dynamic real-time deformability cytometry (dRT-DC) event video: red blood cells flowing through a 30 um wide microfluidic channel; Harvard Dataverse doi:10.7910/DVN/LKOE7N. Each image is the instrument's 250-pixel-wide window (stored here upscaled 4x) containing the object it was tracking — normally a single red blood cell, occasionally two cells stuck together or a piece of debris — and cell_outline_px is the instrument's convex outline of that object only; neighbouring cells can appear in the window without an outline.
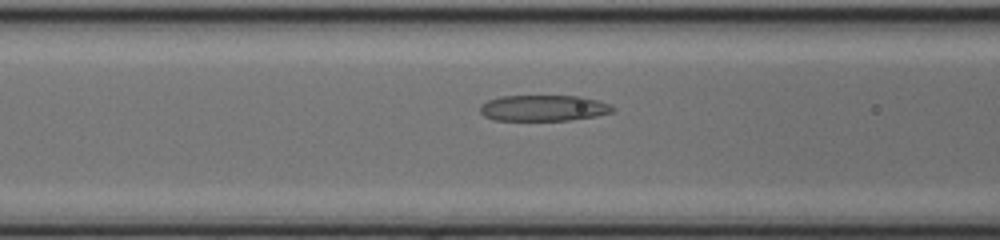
{"species": "common noctule bat (a hibernating species)", "species_latin": "Nyctalus noctula", "temperature_condition": "cold", "stored_images_in_passage": 34, "segment_of_instrument_passage": [1, 2], "camera_frame_rate_fps": 3000, "um_per_image_px": 0.085, "animal": {"sex": "female", "body_mass_g": 17.0, "forearm_length_mm": 48.0}, "frame": {"image": 1, "passage_image": 13, "time_ms": 4.0, "image_size_px": [1000, 240], "cell_outline_px": [[616, 108], [612, 112], [596, 116], [568, 120], [496, 120], [484, 116], [480, 112], [480, 104], [488, 100], [500, 96], [580, 96], [612, 104]], "centroid_in_image_um": [46.21, 9.18], "position_along_channel_um": 120.4, "area_um2": 20.11}}
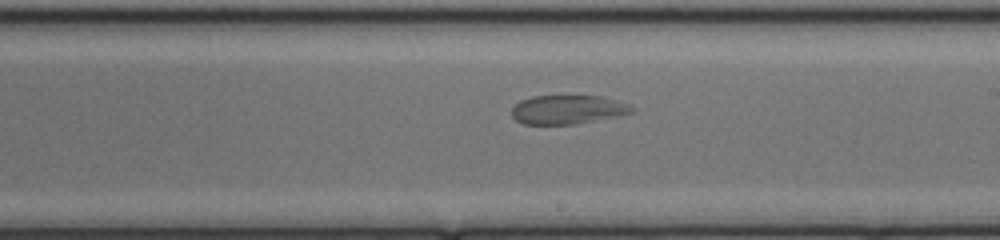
{"frame": {"image": 2, "passage_image": 22, "time_ms": 7.0, "image_size_px": [1000, 240], "cell_outline_px": [[636, 108], [632, 112], [576, 124], [524, 124], [516, 120], [512, 116], [512, 108], [520, 100], [532, 96], [600, 96], [616, 100], [628, 104]], "centroid_in_image_um": [48.22, 9.31], "position_along_channel_um": 240.8, "area_um2": 20.0}}
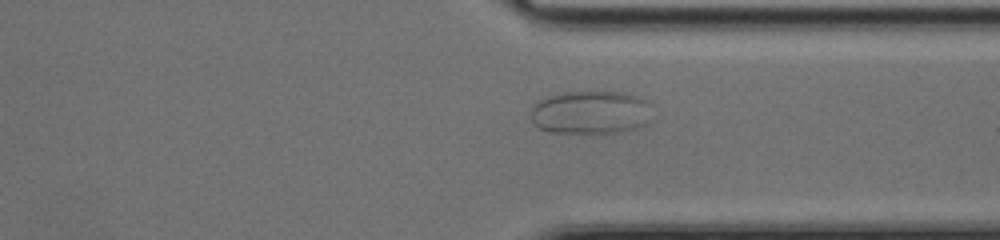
{"frame": {"image": 3, "passage_image": 31, "time_ms": 10.0, "image_size_px": [1000, 240], "cell_outline_px": [[648, 124], [636, 128], [616, 132], [548, 132], [540, 128], [532, 120], [532, 108], [536, 100], [544, 96], [560, 92], [624, 92], [648, 100]], "centroid_in_image_um": [50.16, 9.53], "position_along_channel_um": 361.2, "area_um2": 30.52}}